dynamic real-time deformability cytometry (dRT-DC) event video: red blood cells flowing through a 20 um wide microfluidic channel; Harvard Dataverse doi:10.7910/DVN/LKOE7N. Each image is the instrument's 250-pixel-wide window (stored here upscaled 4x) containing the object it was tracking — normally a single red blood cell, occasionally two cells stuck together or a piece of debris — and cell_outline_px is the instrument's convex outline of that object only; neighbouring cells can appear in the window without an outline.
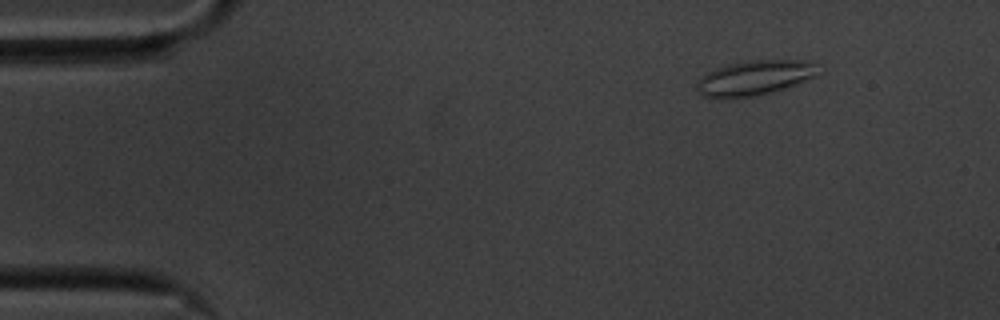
{"species": "common noctule bat (a hibernating species)", "species_latin": "Nyctalus noctula", "temperature_condition": "cold", "stored_images_in_passage": 11, "camera_frame_rate_fps": 3000, "um_per_image_px": 0.085, "animal": {"sex": "male", "body_mass_g": 20.1, "forearm_length_mm": 53.5}, "frame": {"image": 1, "passage_image": 2, "time_ms": 0.333, "image_size_px": [1000, 320], "cell_outline_px": [[816, 76], [768, 92], [752, 96], [720, 100], [704, 96], [696, 92], [696, 84], [708, 72], [716, 68], [728, 64], [752, 60], [800, 60], [812, 64]], "centroid_in_image_um": [63.98, 6.64], "position_along_channel_um": 21.0, "area_um2": 23.93}}